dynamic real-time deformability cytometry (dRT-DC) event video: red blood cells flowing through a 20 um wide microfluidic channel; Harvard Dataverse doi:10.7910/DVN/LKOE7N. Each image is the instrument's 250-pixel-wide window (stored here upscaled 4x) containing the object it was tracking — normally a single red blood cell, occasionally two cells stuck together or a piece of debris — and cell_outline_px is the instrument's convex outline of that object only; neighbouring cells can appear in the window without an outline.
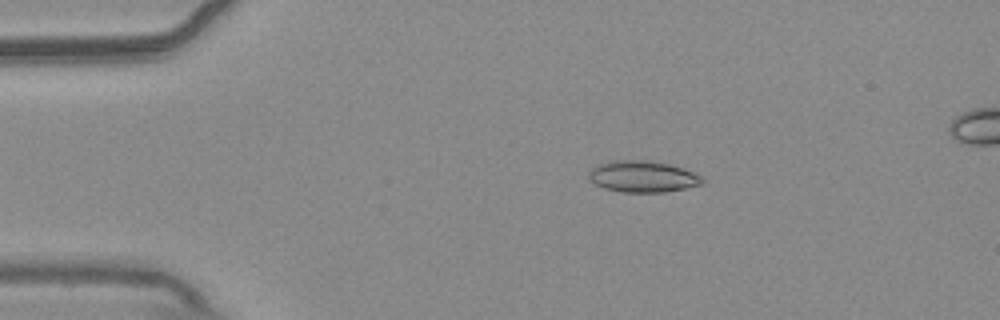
{"species": "common noctule bat (a hibernating species)", "species_latin": "Nyctalus noctula", "temperature_condition": "warm", "stored_images_in_passage": 55, "camera_frame_rate_fps": 3000, "um_per_image_px": 0.085, "animal": {"sex": "male", "body_mass_g": 20.4}, "frame": {"image": 1, "passage_image": 11, "time_ms": 3.333, "image_size_px": [1000, 320], "cell_outline_px": [[704, 184], [664, 192], [620, 192], [604, 188], [596, 184], [588, 176], [588, 172], [592, 168], [600, 164], [616, 160], [644, 160], [668, 164], [684, 168], [704, 176]], "centroid_in_image_um": [54.67, 15.01], "position_along_channel_um": 30.3, "area_um2": 20.75}}
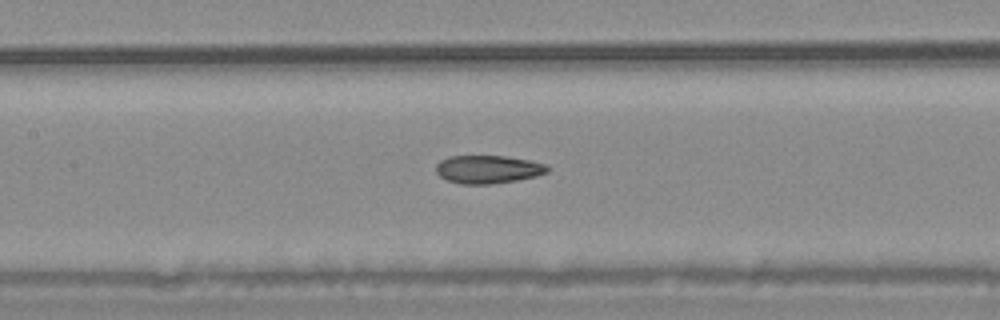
{"frame": {"image": 2, "passage_image": 26, "time_ms": 8.333, "image_size_px": [1000, 320], "cell_outline_px": [[552, 168], [548, 172], [536, 176], [516, 180], [492, 184], [460, 184], [448, 180], [440, 176], [436, 172], [436, 164], [440, 160], [448, 156], [504, 156], [528, 160], [544, 164]], "centroid_in_image_um": [41.47, 14.39], "position_along_channel_um": 165.9, "area_um2": 18.26}}
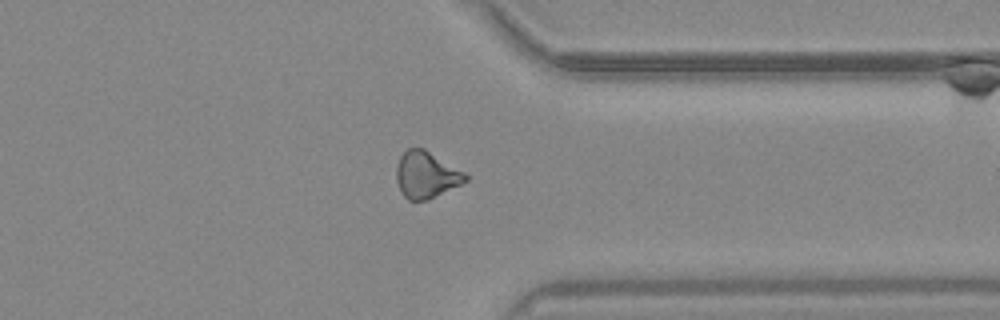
{"frame": {"image": 3, "passage_image": 43, "time_ms": 14.0, "image_size_px": [1000, 320], "cell_outline_px": [[468, 180], [428, 200], [408, 200], [404, 196], [396, 180], [396, 168], [400, 156], [408, 148], [424, 148], [464, 172], [468, 176]], "centroid_in_image_um": [36.21, 14.86], "position_along_channel_um": 375.2, "area_um2": 18.55}}